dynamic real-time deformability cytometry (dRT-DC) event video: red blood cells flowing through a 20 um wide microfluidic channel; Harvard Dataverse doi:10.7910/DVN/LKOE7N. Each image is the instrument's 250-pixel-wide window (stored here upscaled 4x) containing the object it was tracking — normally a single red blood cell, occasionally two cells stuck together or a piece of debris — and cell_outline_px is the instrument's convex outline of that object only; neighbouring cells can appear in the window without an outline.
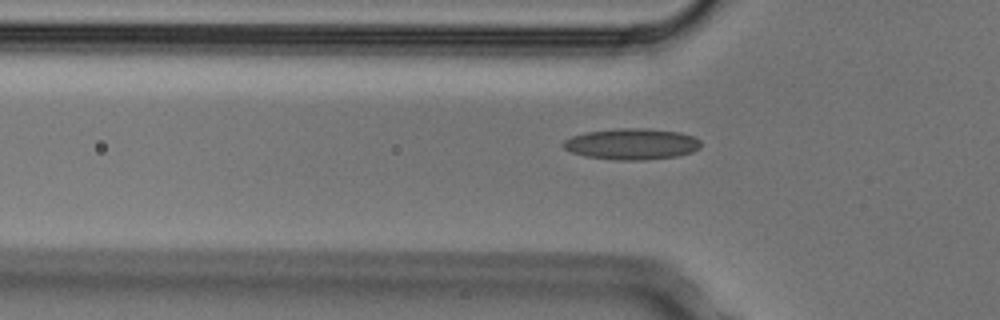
{"species": "Egyptian fruit bat (a non-hibernating species)", "species_latin": "Rousettus aegyptiacus", "temperature_condition": "cold", "stored_images_in_passage": 8, "camera_frame_rate_fps": 3000, "um_per_image_px": 0.085, "animal": {"sex": "male"}, "frame": {"image": 1, "passage_image": 7, "time_ms": 2.0, "image_size_px": [1000, 320], "cell_outline_px": [[700, 148], [692, 152], [676, 156], [644, 160], [616, 160], [584, 156], [572, 152], [564, 148], [560, 144], [564, 140], [572, 136], [584, 132], [620, 128], [648, 128], [680, 132], [692, 136], [700, 140]], "centroid_in_image_um": [53.68, 12.24], "position_along_channel_um": 72.1, "area_um2": 25.09}}
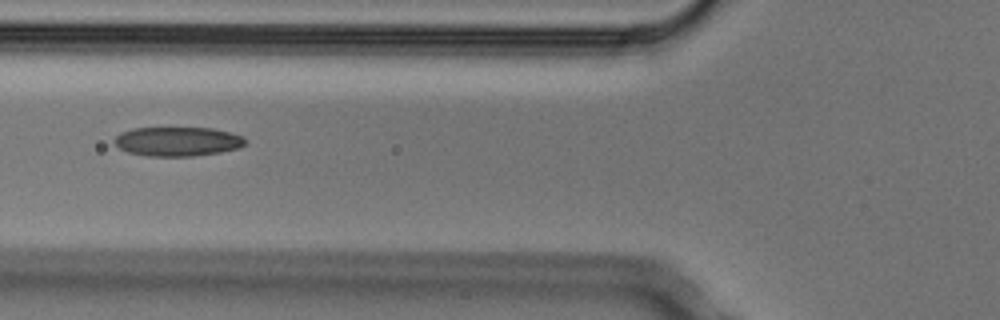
{"frame": {"image": 2, "passage_image": 8, "time_ms": 2.333, "image_size_px": [1000, 320], "cell_outline_px": [[248, 140], [240, 148], [220, 152], [192, 156], [148, 156], [128, 152], [120, 148], [112, 140], [120, 132], [132, 128], [212, 128], [228, 132], [240, 136]], "centroid_in_image_um": [15.07, 12.02], "position_along_channel_um": 110.7, "area_um2": 22.25}}